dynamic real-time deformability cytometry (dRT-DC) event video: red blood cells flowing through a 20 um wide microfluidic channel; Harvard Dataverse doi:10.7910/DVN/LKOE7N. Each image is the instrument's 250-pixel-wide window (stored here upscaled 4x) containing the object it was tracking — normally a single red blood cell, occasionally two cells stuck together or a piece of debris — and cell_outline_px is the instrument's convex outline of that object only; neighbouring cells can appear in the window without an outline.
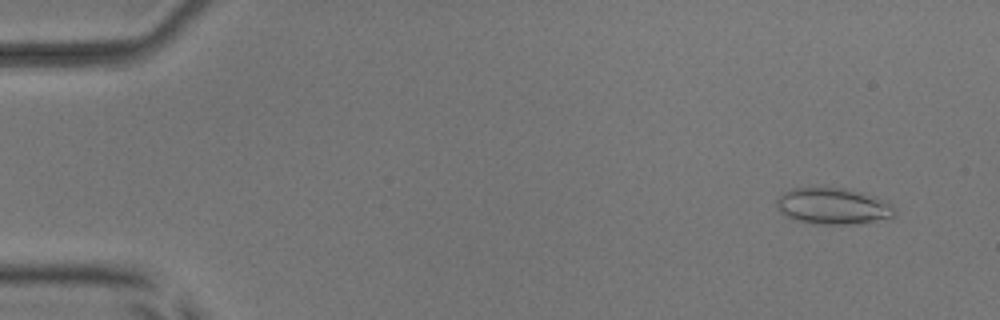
{"species": "common noctule bat (a hibernating species)", "species_latin": "Nyctalus noctula", "temperature_condition": "room temperature", "stored_images_in_passage": 21, "camera_frame_rate_fps": 3000, "um_per_image_px": 0.085, "animal": {"sex": "male", "body_mass_g": 17.9, "forearm_length_mm": 54.2}, "frame": {"image": 1, "passage_image": 4, "time_ms": 1.0, "image_size_px": [1000, 320], "cell_outline_px": [[896, 216], [856, 224], [812, 224], [796, 220], [780, 212], [776, 208], [776, 200], [784, 192], [792, 188], [844, 188], [876, 196], [892, 204], [896, 208]], "centroid_in_image_um": [70.82, 17.53], "position_along_channel_um": 14.2, "area_um2": 25.09}}
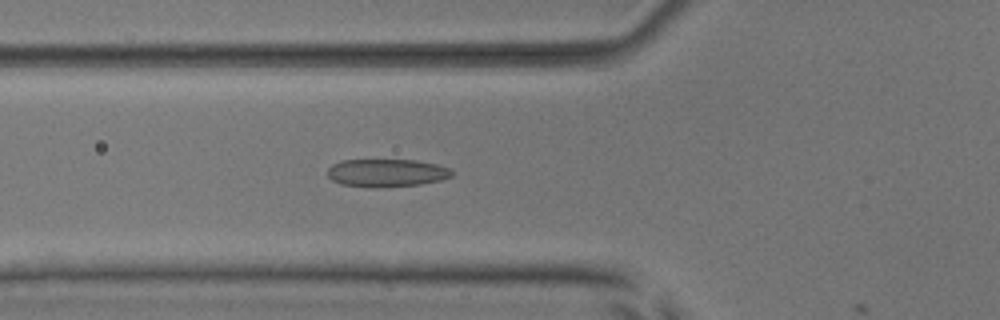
{"frame": {"image": 2, "passage_image": 20, "time_ms": 6.333, "image_size_px": [1000, 320], "cell_outline_px": [[452, 176], [440, 180], [420, 184], [380, 188], [372, 188], [340, 184], [332, 180], [328, 176], [328, 168], [332, 164], [340, 160], [416, 160], [436, 164], [448, 168], [452, 172]], "centroid_in_image_um": [32.82, 14.7], "position_along_channel_um": 93.0, "area_um2": 20.29}}